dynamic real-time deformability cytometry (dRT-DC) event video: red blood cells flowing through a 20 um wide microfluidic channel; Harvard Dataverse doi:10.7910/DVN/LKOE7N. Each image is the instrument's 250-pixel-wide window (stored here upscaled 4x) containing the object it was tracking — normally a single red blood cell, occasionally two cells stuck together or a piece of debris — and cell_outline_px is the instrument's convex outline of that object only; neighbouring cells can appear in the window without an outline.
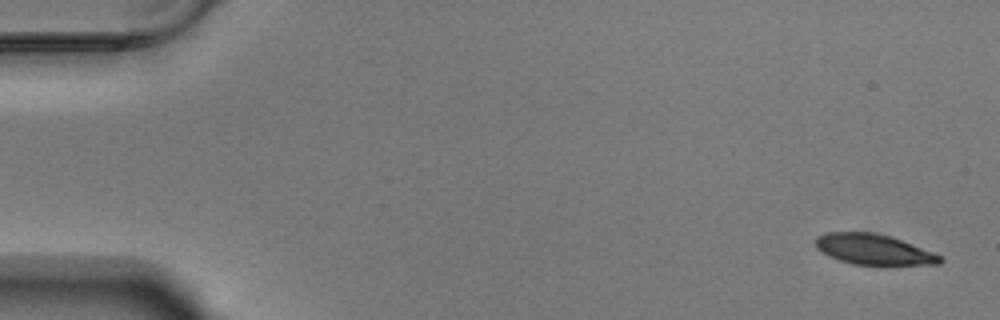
{"species": "Egyptian fruit bat (a non-hibernating species)", "species_latin": "Rousettus aegyptiacus", "temperature_condition": "warm", "stored_images_in_passage": 4, "camera_frame_rate_fps": 3000, "um_per_image_px": 0.085, "animal": {"sex": "male"}, "frame": {"image": 1, "passage_image": 1, "time_ms": 0.0, "image_size_px": [1000, 320], "cell_outline_px": [[944, 260], [940, 264], [884, 268], [880, 268], [852, 264], [840, 260], [816, 248], [816, 236], [828, 232], [872, 232], [892, 236], [932, 252], [940, 256]], "centroid_in_image_um": [74.34, 21.26], "position_along_channel_um": 10.7, "area_um2": 23.0}}
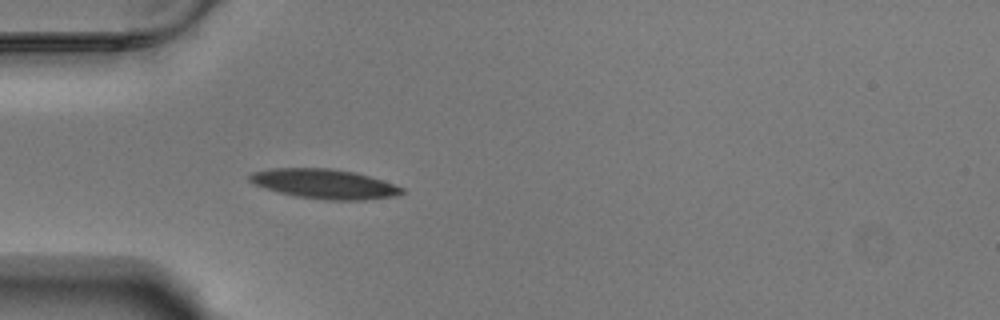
{"frame": {"image": 2, "passage_image": 4, "time_ms": 1.0, "image_size_px": [1000, 320], "cell_outline_px": [[404, 192], [400, 196], [364, 200], [324, 200], [296, 196], [280, 192], [252, 184], [248, 180], [248, 176], [252, 172], [268, 168], [328, 168], [356, 172], [404, 188]], "centroid_in_image_um": [27.56, 15.63], "position_along_channel_um": 57.4, "area_um2": 26.36}}